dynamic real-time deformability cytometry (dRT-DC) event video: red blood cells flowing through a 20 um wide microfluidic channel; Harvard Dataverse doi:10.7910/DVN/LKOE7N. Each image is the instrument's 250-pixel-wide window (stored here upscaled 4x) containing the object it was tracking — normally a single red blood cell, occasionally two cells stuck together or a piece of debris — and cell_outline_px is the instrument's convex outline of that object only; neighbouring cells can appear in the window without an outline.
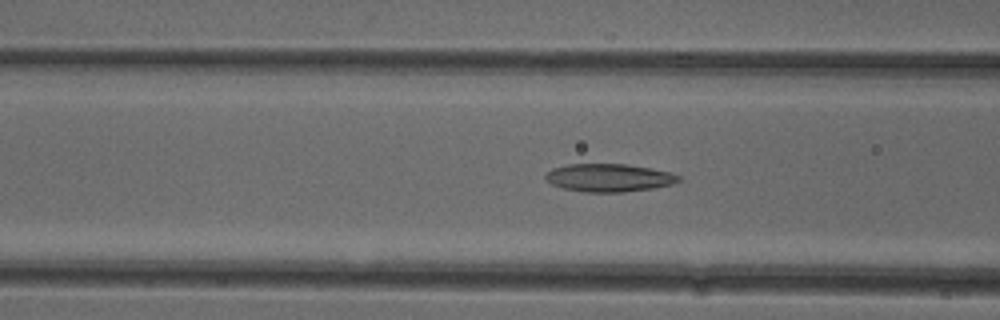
{"species": "common noctule bat (a hibernating species)", "species_latin": "Nyctalus noctula", "temperature_condition": "cold", "stored_images_in_passage": 52, "camera_frame_rate_fps": 3000, "um_per_image_px": 0.085, "animal": {"sex": "female"}, "frame": {"image": 1, "passage_image": 20, "time_ms": 6.333, "image_size_px": [1000, 320], "cell_outline_px": [[680, 180], [672, 184], [652, 188], [624, 192], [584, 192], [564, 188], [552, 184], [544, 176], [552, 168], [568, 164], [628, 164], [652, 168], [672, 172], [680, 176]], "centroid_in_image_um": [51.79, 15.1], "position_along_channel_um": 114.8, "area_um2": 21.68}}
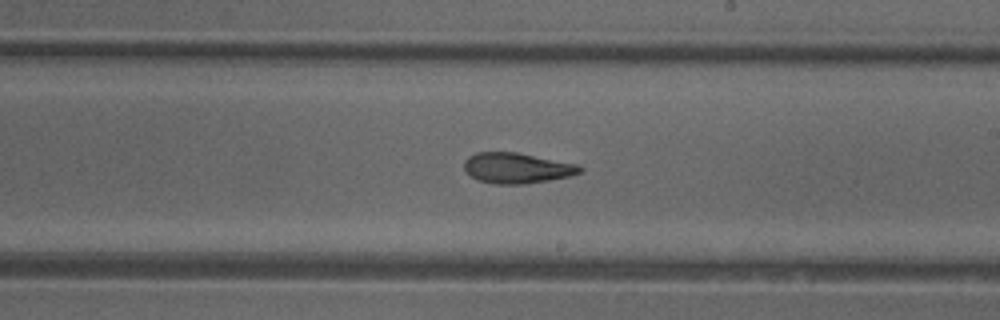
{"frame": {"image": 2, "passage_image": 30, "time_ms": 9.667, "image_size_px": [1000, 320], "cell_outline_px": [[584, 172], [568, 176], [548, 180], [524, 184], [492, 184], [480, 180], [472, 176], [464, 168], [464, 160], [468, 156], [476, 152], [516, 152], [576, 164], [584, 168]], "centroid_in_image_um": [43.93, 14.28], "position_along_channel_um": 245.1, "area_um2": 20.46}}
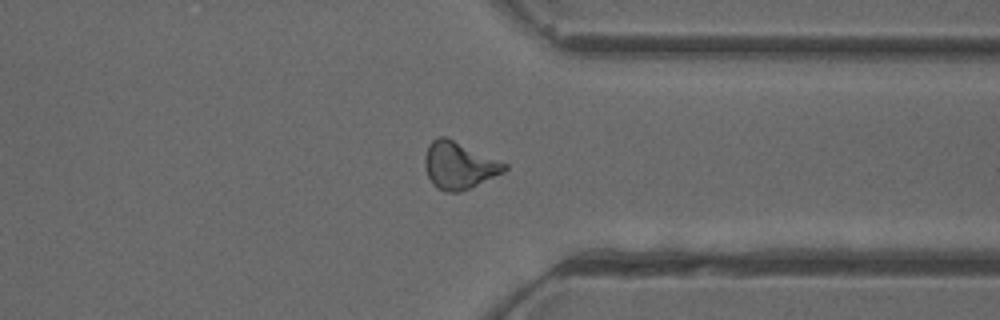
{"frame": {"image": 3, "passage_image": 40, "time_ms": 13.0, "image_size_px": [1000, 320], "cell_outline_px": [[508, 168], [504, 172], [460, 192], [444, 192], [436, 188], [432, 184], [424, 168], [424, 156], [428, 144], [432, 140], [440, 136], [444, 136], [508, 164]], "centroid_in_image_um": [38.98, 14.07], "position_along_channel_um": 372.4, "area_um2": 21.79}, "authors_computed_cell_mechanics": {"area_um2": 21.1548, "velocity_mm_per_s": 3.9092, "shape_relaxation_time_tau1_ms": null, "shape_relaxation_time_tau2_ms": 3.6248, "deformation_change_tau1": null, "deformation_change_tau2": 0.1137}}